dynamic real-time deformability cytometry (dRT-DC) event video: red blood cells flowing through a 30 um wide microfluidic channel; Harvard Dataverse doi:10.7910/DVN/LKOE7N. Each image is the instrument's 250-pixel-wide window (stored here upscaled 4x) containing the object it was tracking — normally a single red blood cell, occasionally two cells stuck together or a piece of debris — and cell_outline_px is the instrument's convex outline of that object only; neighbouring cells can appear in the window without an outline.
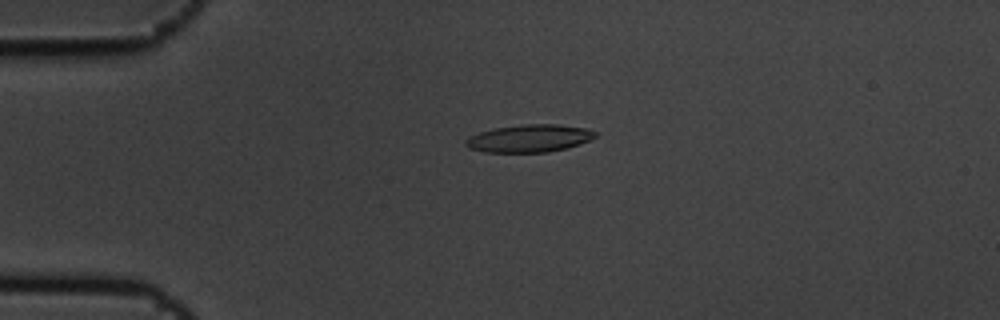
{"species": "common noctule bat (a hibernating species)", "species_latin": "Nyctalus noctula", "temperature_condition": "cold", "stored_images_in_passage": 6, "camera_frame_rate_fps": 3000, "um_per_image_px": 0.085, "animal": {"sex": "male", "body_mass_g": 19.5, "forearm_length_mm": 54.6}, "frame": {"image": 1, "passage_image": 4, "time_ms": 1.0, "image_size_px": [1000, 320], "cell_outline_px": [[596, 136], [580, 144], [568, 148], [548, 152], [484, 152], [468, 148], [464, 144], [464, 140], [480, 132], [496, 128], [524, 124], [556, 124], [584, 128], [596, 132]], "centroid_in_image_um": [44.98, 11.77], "position_along_channel_um": 40.0, "area_um2": 20.69}}
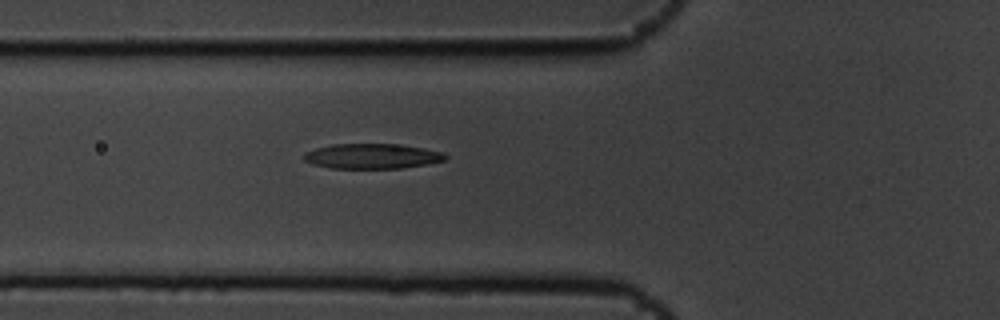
{"frame": {"image": 2, "passage_image": 6, "time_ms": 1.667, "image_size_px": [1000, 320], "cell_outline_px": [[448, 156], [444, 160], [428, 164], [400, 168], [328, 168], [312, 164], [304, 160], [304, 152], [316, 148], [332, 144], [396, 144], [424, 148], [444, 152]], "centroid_in_image_um": [31.62, 13.27], "position_along_channel_um": 94.2, "area_um2": 20.69}}